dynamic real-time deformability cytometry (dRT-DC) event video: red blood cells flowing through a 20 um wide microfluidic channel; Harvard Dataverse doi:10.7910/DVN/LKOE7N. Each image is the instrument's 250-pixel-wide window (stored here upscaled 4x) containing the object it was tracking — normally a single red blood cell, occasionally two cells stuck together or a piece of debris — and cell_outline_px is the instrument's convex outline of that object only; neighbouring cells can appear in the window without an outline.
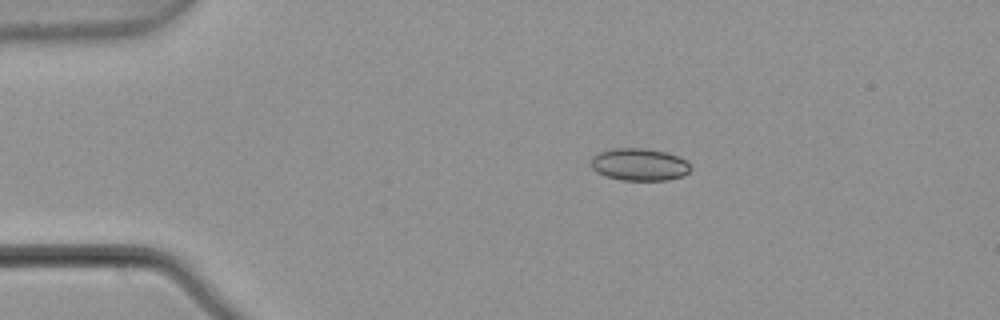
{"species": "common noctule bat (a hibernating species)", "species_latin": "Nyctalus noctula", "temperature_condition": "warm", "stored_images_in_passage": 6, "camera_frame_rate_fps": 3000, "um_per_image_px": 0.085, "animal": {"sex": "male", "body_mass_g": 21.5, "forearm_length_mm": 52.0}, "frame": {"image": 1, "passage_image": 2, "time_ms": 0.333, "image_size_px": [1000, 320], "cell_outline_px": [[692, 168], [684, 176], [668, 180], [620, 180], [604, 176], [596, 172], [592, 168], [592, 156], [600, 152], [612, 148], [648, 148], [668, 152], [680, 156]], "centroid_in_image_um": [54.35, 13.98], "position_along_channel_um": 30.6, "area_um2": 19.02}}
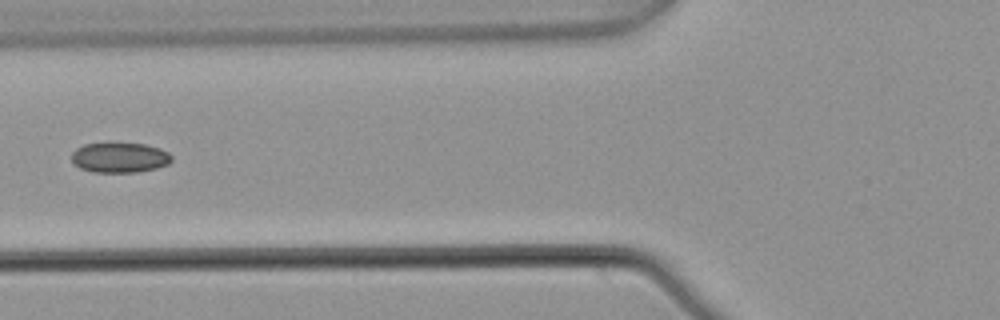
{"frame": {"image": 2, "passage_image": 5, "time_ms": 1.333, "image_size_px": [1000, 320], "cell_outline_px": [[172, 160], [168, 164], [156, 168], [136, 172], [92, 172], [80, 168], [72, 164], [72, 152], [76, 148], [84, 144], [108, 140], [116, 140], [144, 144], [160, 148], [168, 152], [172, 156]], "centroid_in_image_um": [10.13, 13.34], "position_along_channel_um": 115.7, "area_um2": 18.44}}
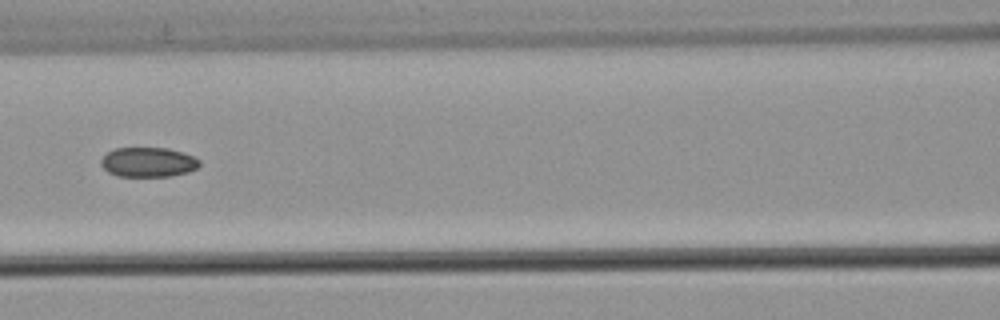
{"frame": {"image": 3, "passage_image": 6, "time_ms": 1.667, "image_size_px": [1000, 320], "cell_outline_px": [[200, 164], [196, 168], [188, 172], [168, 176], [116, 176], [108, 172], [100, 164], [100, 160], [108, 152], [116, 148], [168, 148], [184, 152], [200, 160]], "centroid_in_image_um": [12.59, 13.78], "position_along_channel_um": 154.0, "area_um2": 16.99}}